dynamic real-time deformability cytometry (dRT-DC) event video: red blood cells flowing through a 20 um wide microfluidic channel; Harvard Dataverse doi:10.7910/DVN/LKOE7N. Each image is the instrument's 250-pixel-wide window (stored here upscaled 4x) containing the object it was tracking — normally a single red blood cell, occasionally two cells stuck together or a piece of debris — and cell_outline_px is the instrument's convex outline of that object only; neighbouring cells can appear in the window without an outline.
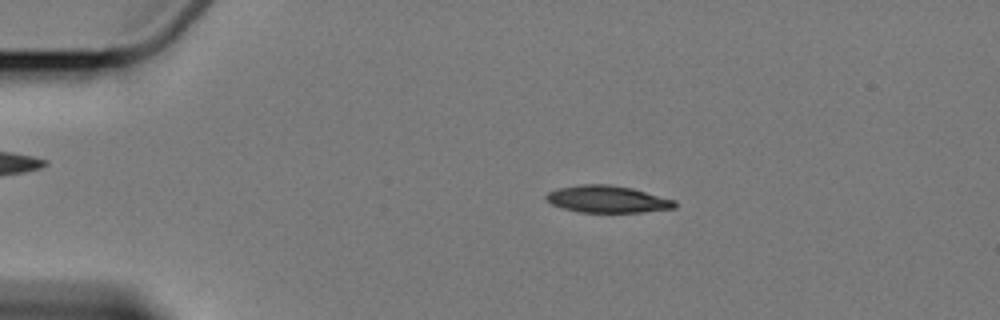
{"species": "Egyptian fruit bat (a non-hibernating species)", "species_latin": "Rousettus aegyptiacus", "temperature_condition": "cold", "stored_images_in_passage": 6, "camera_frame_rate_fps": 3000, "um_per_image_px": 0.085, "animal": {"sex": "female"}, "frame": {"image": 1, "passage_image": 4, "time_ms": 3.667, "image_size_px": [1000, 320], "cell_outline_px": [[676, 208], [644, 212], [580, 212], [560, 208], [544, 200], [544, 196], [548, 192], [556, 188], [580, 184], [608, 184], [632, 188], [676, 200]], "centroid_in_image_um": [51.59, 16.93], "position_along_channel_um": 33.4, "area_um2": 20.52}}
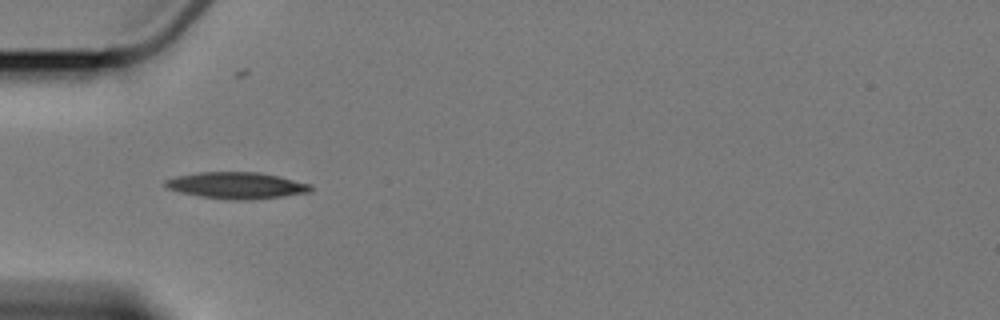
{"frame": {"image": 2, "passage_image": 6, "time_ms": 6.0, "image_size_px": [1000, 320], "cell_outline_px": [[312, 192], [280, 196], [244, 200], [232, 200], [200, 196], [180, 192], [168, 188], [164, 184], [164, 180], [176, 176], [200, 172], [256, 172], [276, 176], [312, 184]], "centroid_in_image_um": [20.09, 15.76], "position_along_channel_um": 64.9, "area_um2": 22.2}}